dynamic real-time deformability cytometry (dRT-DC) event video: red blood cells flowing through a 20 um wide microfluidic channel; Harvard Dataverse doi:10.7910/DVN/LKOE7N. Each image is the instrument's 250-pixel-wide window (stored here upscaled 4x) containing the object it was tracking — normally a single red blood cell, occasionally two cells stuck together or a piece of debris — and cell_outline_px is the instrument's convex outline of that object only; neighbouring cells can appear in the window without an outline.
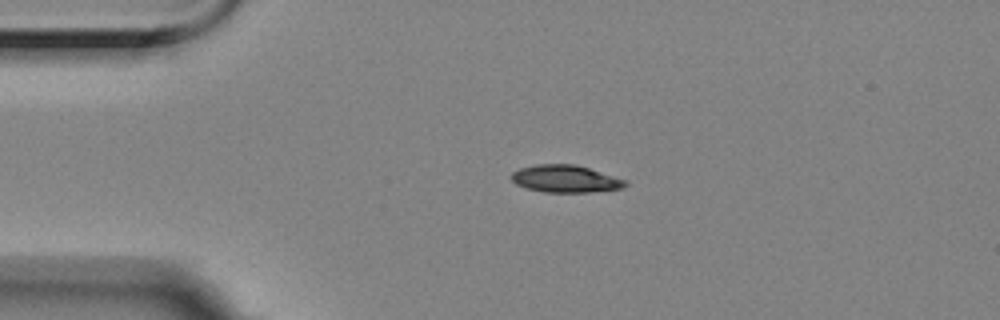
{"species": "Egyptian fruit bat (a non-hibernating species)", "species_latin": "Rousettus aegyptiacus", "temperature_condition": "room temperature", "stored_images_in_passage": 45, "camera_frame_rate_fps": 3000, "um_per_image_px": 0.085, "animal": {"sex": "female"}, "frame": {"image": 1, "passage_image": 1, "time_ms": 0.0, "image_size_px": [1000, 320], "cell_outline_px": [[628, 184], [624, 188], [588, 192], [544, 192], [528, 188], [516, 184], [508, 176], [512, 172], [520, 168], [536, 164], [572, 164], [588, 168], [628, 180]], "centroid_in_image_um": [48.06, 15.2], "position_along_channel_um": 36.9, "area_um2": 18.15}}
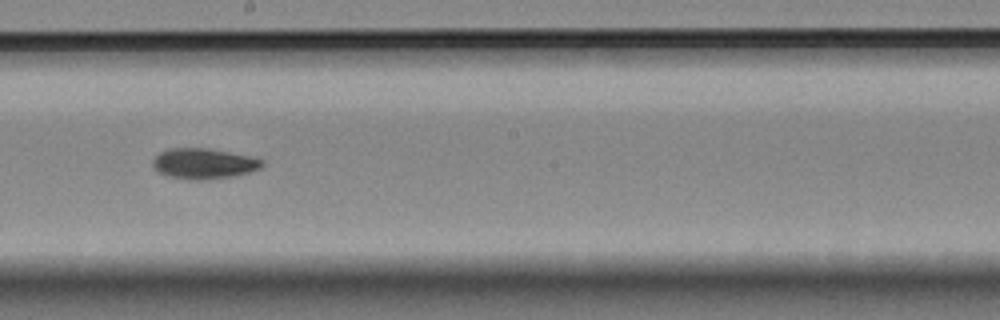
{"frame": {"image": 2, "passage_image": 20, "time_ms": 6.333, "image_size_px": [1000, 320], "cell_outline_px": [[264, 164], [260, 168], [248, 172], [232, 176], [200, 180], [196, 180], [168, 176], [160, 172], [152, 164], [152, 160], [160, 152], [168, 148], [208, 148], [248, 156], [264, 160]], "centroid_in_image_um": [17.31, 13.89], "position_along_channel_um": 230.9, "area_um2": 19.13}}
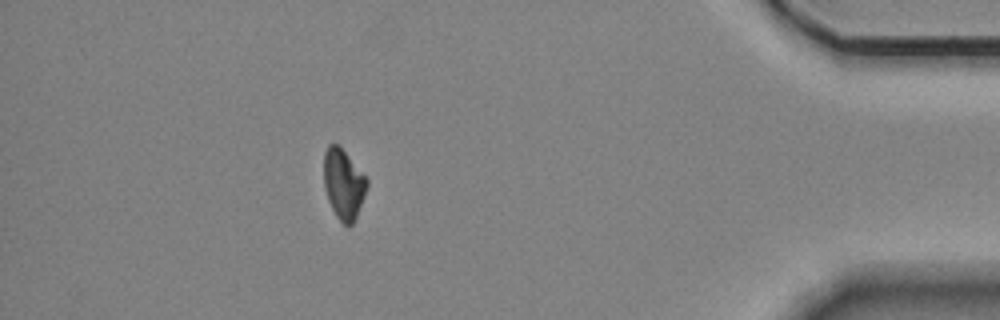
{"frame": {"image": 3, "passage_image": 39, "time_ms": 12.667, "image_size_px": [1000, 320], "cell_outline_px": [[368, 184], [356, 216], [352, 224], [348, 228], [336, 216], [328, 200], [324, 188], [324, 152], [328, 144], [336, 144], [344, 152], [368, 180]], "centroid_in_image_um": [29.17, 15.66], "position_along_channel_um": 406.0, "area_um2": 17.17}, "authors_computed_cell_mechanics": {"area_um2": 18.6116, "velocity_mm_per_s": 3.5299, "shape_relaxation_time_tau1_ms": 5.7177, "shape_relaxation_time_tau2_ms": 3.1071, "deformation_change_tau1": 0.1541, "deformation_change_tau2": 0.061}}